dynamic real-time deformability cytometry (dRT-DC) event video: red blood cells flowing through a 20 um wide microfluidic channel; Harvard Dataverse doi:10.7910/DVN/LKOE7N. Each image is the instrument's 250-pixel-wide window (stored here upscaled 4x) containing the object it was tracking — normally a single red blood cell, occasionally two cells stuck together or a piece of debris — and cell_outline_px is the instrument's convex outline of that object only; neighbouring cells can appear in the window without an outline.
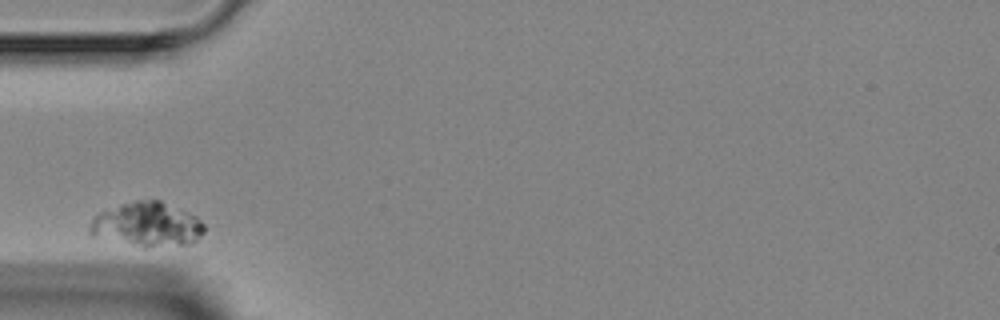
{"species": "Egyptian fruit bat (a non-hibernating species)", "species_latin": "Rousettus aegyptiacus", "temperature_condition": "room temperature", "stored_images_in_passage": 4, "camera_frame_rate_fps": 3000, "um_per_image_px": 0.085, "animal": {"sex": "female"}, "frame": {"image": 1, "passage_image": 1, "time_ms": 0.0, "image_size_px": [1000, 320], "cell_outline_px": [[204, 232], [192, 244], [144, 248], [92, 236], [88, 232], [88, 228], [92, 220], [100, 212], [120, 204], [136, 200], [160, 200], [188, 212], [196, 216], [204, 224]], "centroid_in_image_um": [12.5, 19.1], "position_along_channel_um": 72.5, "area_um2": 29.82}}
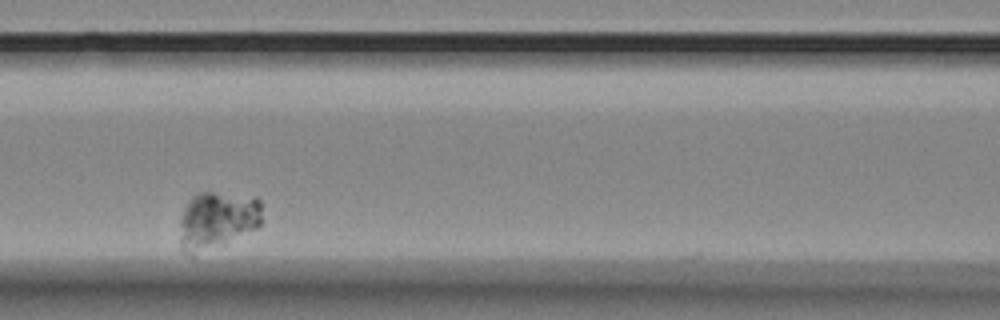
{"frame": {"image": 2, "passage_image": 3, "time_ms": 2.333, "image_size_px": [1000, 320], "cell_outline_px": [[260, 224], [256, 228], [192, 256], [188, 256], [180, 248], [180, 220], [184, 208], [192, 196], [196, 192], [212, 192], [256, 196], [260, 200]], "centroid_in_image_um": [18.41, 18.69], "position_along_channel_um": 148.2, "area_um2": 27.34}}
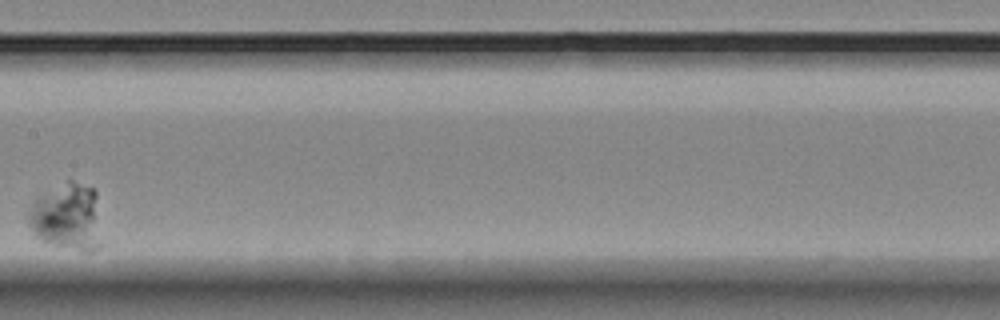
{"frame": {"image": 3, "passage_image": 4, "time_ms": 4.0, "image_size_px": [1000, 320], "cell_outline_px": [[100, 248], [92, 252], [84, 252], [56, 244], [44, 240], [36, 236], [28, 220], [28, 212], [32, 204], [40, 196], [68, 180], [72, 180], [96, 188], [100, 244]], "centroid_in_image_um": [5.75, 18.42], "position_along_channel_um": 201.6, "area_um2": 28.15}}